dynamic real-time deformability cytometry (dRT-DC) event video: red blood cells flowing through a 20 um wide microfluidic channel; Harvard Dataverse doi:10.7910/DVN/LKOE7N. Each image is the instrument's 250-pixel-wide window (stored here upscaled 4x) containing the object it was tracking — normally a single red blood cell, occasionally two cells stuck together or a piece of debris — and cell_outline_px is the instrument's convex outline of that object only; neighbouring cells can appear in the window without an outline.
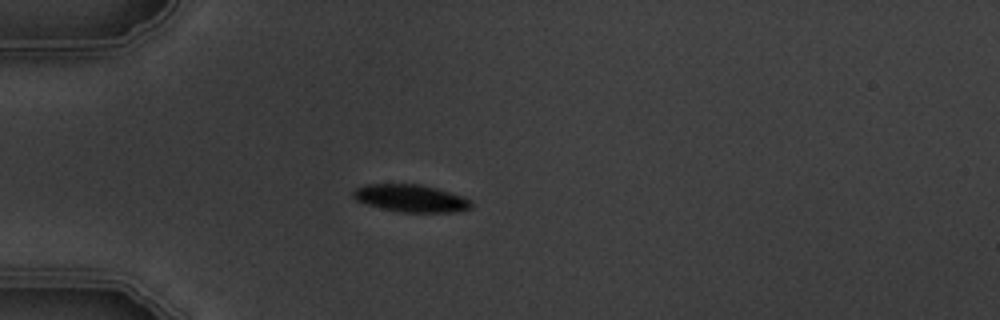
{"species": "common noctule bat (a hibernating species)", "species_latin": "Nyctalus noctula", "temperature_condition": "warm", "stored_images_in_passage": 4, "camera_frame_rate_fps": 3000, "um_per_image_px": 0.085, "animal": {"sex": "male", "body_mass_g": 19.5, "forearm_length_mm": 54.6}, "frame": {"image": 1, "passage_image": 4, "time_ms": 3.333, "image_size_px": [1000, 320], "cell_outline_px": [[472, 208], [452, 212], [400, 212], [368, 204], [356, 200], [352, 196], [352, 192], [356, 188], [364, 184], [420, 184], [436, 188], [472, 200]], "centroid_in_image_um": [34.91, 16.85], "position_along_channel_um": 50.1, "area_um2": 18.67}}